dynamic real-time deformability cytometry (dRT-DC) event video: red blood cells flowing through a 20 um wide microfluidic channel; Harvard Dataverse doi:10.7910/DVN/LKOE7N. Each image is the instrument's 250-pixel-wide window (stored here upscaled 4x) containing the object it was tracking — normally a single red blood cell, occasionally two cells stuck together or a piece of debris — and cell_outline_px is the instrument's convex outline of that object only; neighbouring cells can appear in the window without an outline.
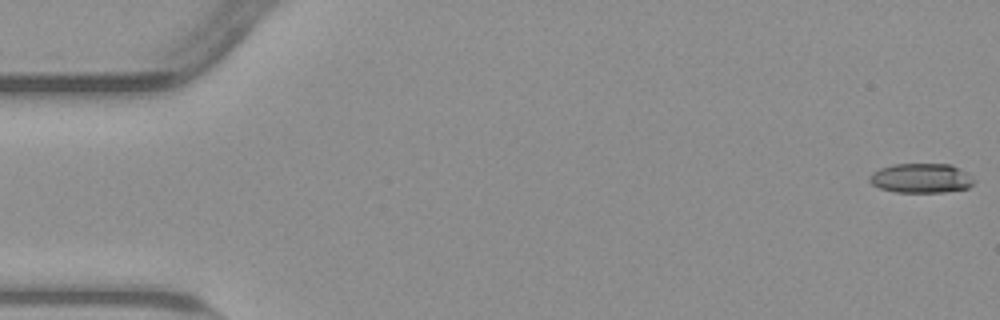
{"species": "common noctule bat (a hibernating species)", "species_latin": "Nyctalus noctula", "temperature_condition": "warm", "stored_images_in_passage": 55, "camera_frame_rate_fps": 3000, "um_per_image_px": 0.085, "animal": {"sex": "male", "body_mass_g": 23.1, "forearm_length_mm": 52.7}, "frame": {"image": 1, "passage_image": 1, "time_ms": 0.0, "image_size_px": [1000, 320], "cell_outline_px": [[976, 180], [968, 188], [944, 192], [896, 192], [880, 188], [872, 184], [868, 180], [868, 176], [872, 172], [880, 168], [892, 164], [952, 164], [968, 172]], "centroid_in_image_um": [78.31, 15.13], "position_along_channel_um": 6.7, "area_um2": 18.21}}
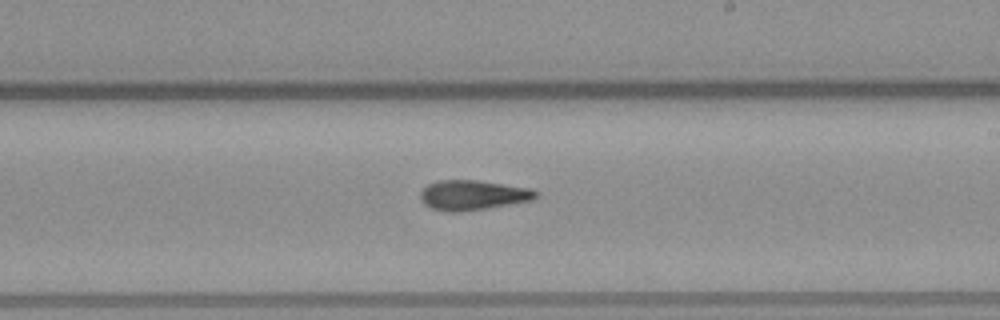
{"frame": {"image": 2, "passage_image": 32, "time_ms": 10.333, "image_size_px": [1000, 320], "cell_outline_px": [[540, 192], [532, 200], [484, 208], [456, 212], [448, 212], [432, 208], [424, 204], [420, 200], [420, 192], [428, 184], [436, 180], [476, 180], [528, 188]], "centroid_in_image_um": [40.13, 16.57], "position_along_channel_um": 248.9, "area_um2": 19.83}}
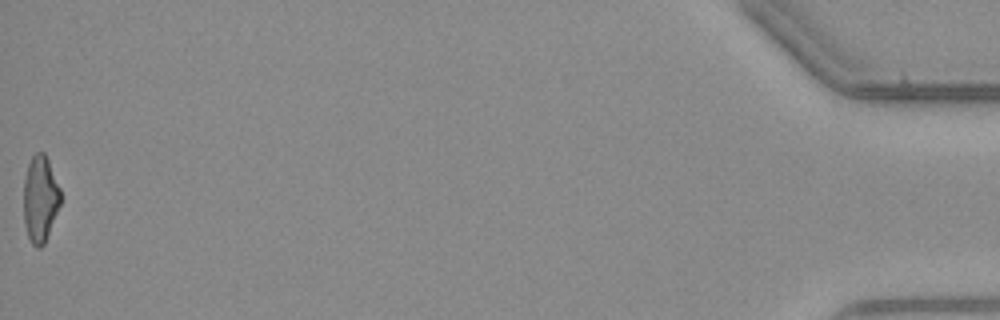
{"frame": {"image": 3, "passage_image": 55, "time_ms": 18.0, "image_size_px": [1000, 320], "cell_outline_px": [[60, 204], [44, 244], [40, 248], [36, 248], [32, 244], [28, 236], [24, 224], [24, 180], [28, 164], [32, 156], [36, 152], [44, 152], [48, 160], [60, 188]], "centroid_in_image_um": [3.41, 16.91], "position_along_channel_um": 431.8, "area_um2": 18.44}, "authors_computed_cell_mechanics": {"area_um2": 19.4208, "velocity_mm_per_s": 3.8088, "shape_relaxation_time_tau1_ms": null, "shape_relaxation_time_tau2_ms": 4.3508, "deformation_change_tau1": null, "deformation_change_tau2": 0.144}}